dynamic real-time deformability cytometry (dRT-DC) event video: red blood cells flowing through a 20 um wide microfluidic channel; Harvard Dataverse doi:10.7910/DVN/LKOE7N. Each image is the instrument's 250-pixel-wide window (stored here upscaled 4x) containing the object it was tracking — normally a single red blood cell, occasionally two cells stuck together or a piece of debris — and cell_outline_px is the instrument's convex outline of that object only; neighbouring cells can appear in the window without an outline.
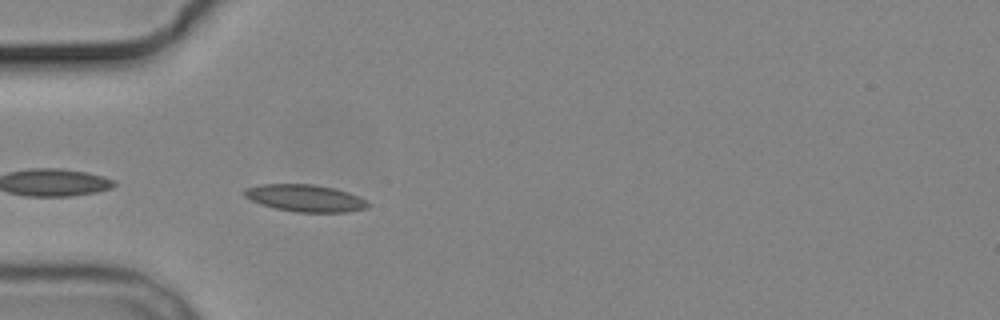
{"species": "common noctule bat (a hibernating species)", "species_latin": "Nyctalus noctula", "temperature_condition": "cold", "stored_images_in_passage": 3, "camera_frame_rate_fps": 3000, "um_per_image_px": 0.085, "animal": {"sex": "male", "body_mass_g": 19.2, "forearm_length_mm": 51.8}, "frame": {"image": 1, "passage_image": 3, "time_ms": 2.333, "image_size_px": [1000, 320], "cell_outline_px": [[368, 208], [348, 212], [296, 212], [276, 208], [260, 204], [244, 196], [244, 188], [264, 184], [312, 184], [336, 188], [348, 192], [368, 200]], "centroid_in_image_um": [25.97, 16.84], "position_along_channel_um": 59.0, "area_um2": 19.54}}